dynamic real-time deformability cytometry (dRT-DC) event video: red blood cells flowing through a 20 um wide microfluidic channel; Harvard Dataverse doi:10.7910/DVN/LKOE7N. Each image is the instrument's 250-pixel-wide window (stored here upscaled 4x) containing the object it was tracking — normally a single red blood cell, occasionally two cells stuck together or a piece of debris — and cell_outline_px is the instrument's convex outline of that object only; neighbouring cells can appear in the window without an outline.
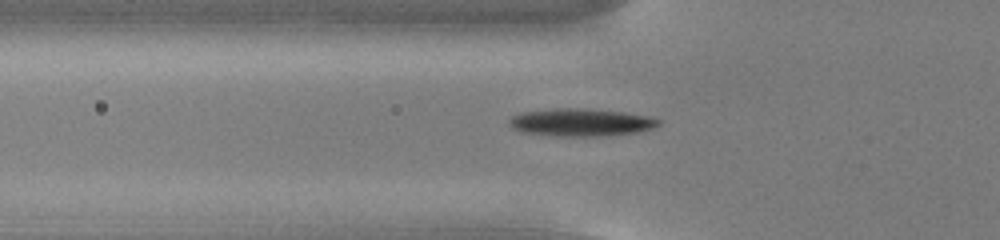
{"species": "common noctule bat (a hibernating species)", "species_latin": "Nyctalus noctula", "temperature_condition": "cold", "stored_images_in_passage": 56, "camera_frame_rate_fps": 3000, "um_per_image_px": 0.085, "animal": {"sex": "male", "body_mass_g": 13.0, "forearm_length_mm": 53.1}, "frame": {"image": 1, "passage_image": 20, "time_ms": 6.333, "image_size_px": [1000, 240], "cell_outline_px": [[660, 124], [652, 128], [640, 132], [600, 136], [552, 136], [524, 132], [512, 128], [508, 120], [512, 116], [524, 112], [556, 108], [580, 108], [624, 112], [644, 116], [660, 120]], "centroid_in_image_um": [49.36, 10.41], "position_along_channel_um": 76.4, "area_um2": 23.87}}
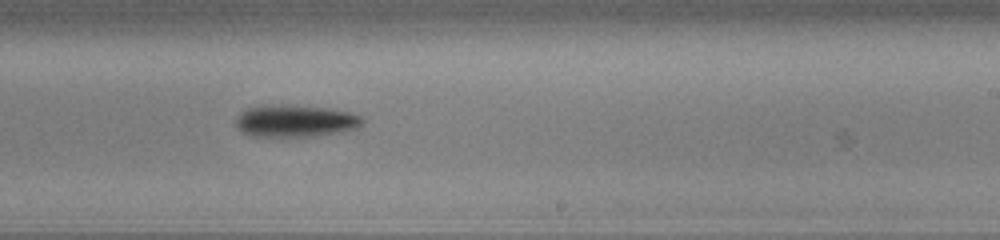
{"frame": {"image": 2, "passage_image": 35, "time_ms": 11.333, "image_size_px": [1000, 240], "cell_outline_px": [[364, 124], [360, 128], [344, 132], [316, 136], [252, 136], [240, 132], [236, 128], [236, 116], [240, 112], [248, 108], [324, 108], [348, 112], [360, 116], [364, 120]], "centroid_in_image_um": [25.16, 10.36], "position_along_channel_um": 263.8, "area_um2": 22.72}}
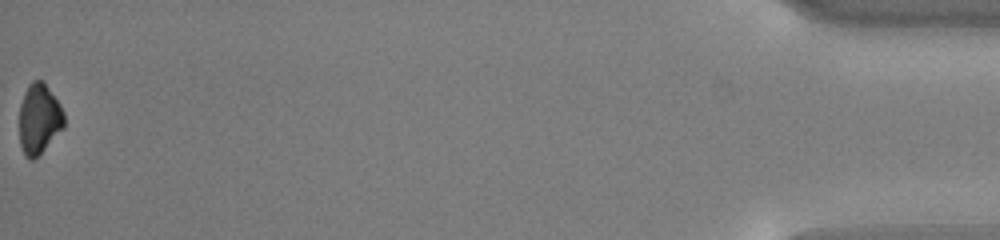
{"frame": {"image": 3, "passage_image": 56, "time_ms": 18.333, "image_size_px": [1000, 240], "cell_outline_px": [[64, 128], [32, 160], [28, 160], [24, 156], [20, 144], [20, 104], [24, 92], [28, 84], [32, 80], [44, 80], [60, 104], [64, 112]], "centroid_in_image_um": [3.32, 10.07], "position_along_channel_um": 431.9, "area_um2": 18.38}, "authors_computed_cell_mechanics": {"area_um2": 20.8947, "velocity_mm_per_s": 3.747, "shape_relaxation_time_tau1_ms": 3.9227, "shape_relaxation_time_tau2_ms": null, "deformation_change_tau1": 0.1718, "deformation_change_tau2": null}}